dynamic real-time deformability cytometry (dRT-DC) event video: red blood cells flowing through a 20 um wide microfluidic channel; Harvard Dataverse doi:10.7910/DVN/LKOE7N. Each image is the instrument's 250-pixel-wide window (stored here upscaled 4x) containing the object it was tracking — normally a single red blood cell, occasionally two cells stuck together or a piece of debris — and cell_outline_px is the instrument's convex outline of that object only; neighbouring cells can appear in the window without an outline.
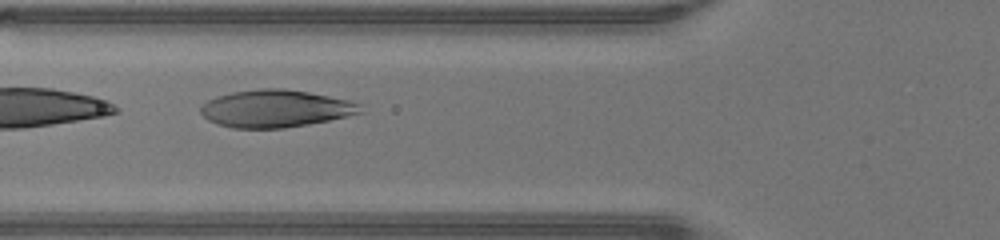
{"species": "human", "species_latin": "Homo sapiens", "temperature_condition": "warm", "stored_images_in_passage": 41, "segment_of_instrument_passage": [2, 2], "camera_frame_rate_fps": 3000, "um_per_image_px": 0.085, "donor": {"sex": "male"}, "frame": {"image": 1, "passage_image": 13, "time_ms": 4.0, "image_size_px": [1000, 240], "cell_outline_px": [[364, 112], [348, 116], [308, 124], [284, 128], [232, 128], [216, 124], [208, 120], [200, 112], [200, 104], [216, 96], [232, 92], [260, 88], [284, 88], [308, 92], [348, 100], [360, 104]], "centroid_in_image_um": [23.38, 9.23], "position_along_channel_um": 102.4, "area_um2": 34.91}}
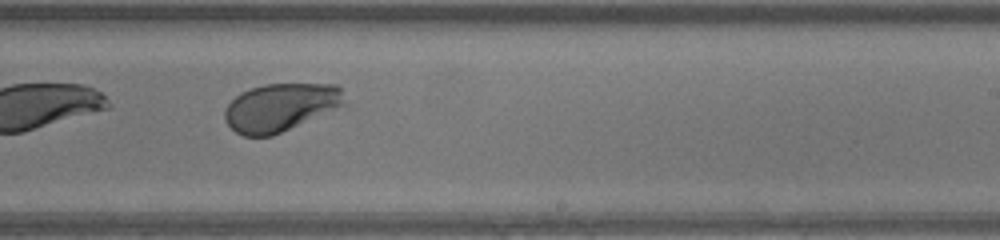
{"frame": {"image": 2, "passage_image": 24, "time_ms": 7.667, "image_size_px": [1000, 240], "cell_outline_px": [[348, 104], [272, 136], [244, 136], [236, 132], [224, 120], [224, 112], [228, 104], [240, 92], [264, 84], [336, 84], [340, 88]], "centroid_in_image_um": [23.86, 9.12], "position_along_channel_um": 265.1, "area_um2": 33.47}}
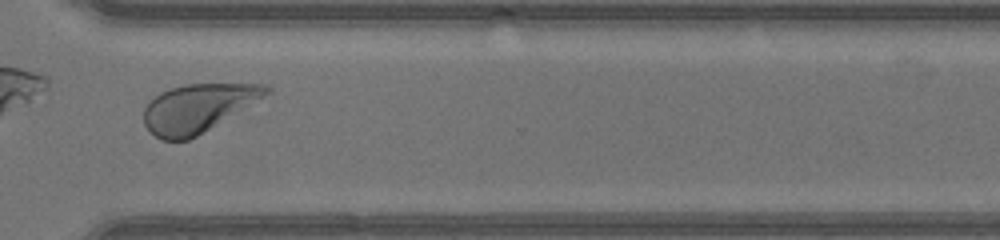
{"frame": {"image": 3, "passage_image": 30, "time_ms": 9.667, "image_size_px": [1000, 240], "cell_outline_px": [[272, 92], [196, 136], [188, 140], [160, 140], [144, 124], [144, 108], [148, 100], [160, 92], [184, 84], [268, 84], [272, 88]], "centroid_in_image_um": [16.8, 9.17], "position_along_channel_um": 353.8, "area_um2": 34.1}}